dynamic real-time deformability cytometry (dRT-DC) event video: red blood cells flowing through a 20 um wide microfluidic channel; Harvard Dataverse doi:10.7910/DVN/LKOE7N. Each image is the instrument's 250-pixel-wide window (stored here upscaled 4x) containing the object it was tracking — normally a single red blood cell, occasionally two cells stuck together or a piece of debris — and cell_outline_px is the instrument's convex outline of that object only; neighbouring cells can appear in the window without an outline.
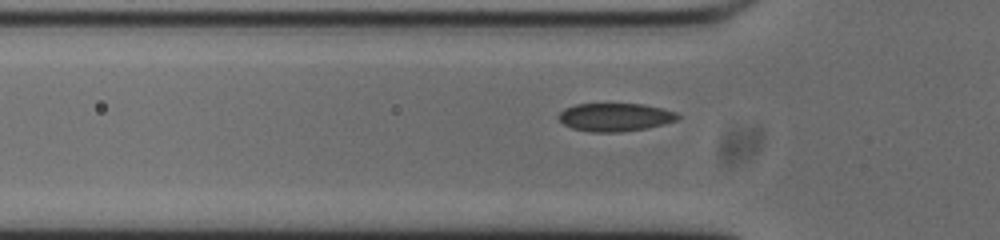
{"species": "common noctule bat (a hibernating species)", "species_latin": "Nyctalus noctula", "temperature_condition": "cold", "stored_images_in_passage": 23, "camera_frame_rate_fps": 3000, "um_per_image_px": 0.085, "animal": {"sex": "male", "body_mass_g": 20.0, "forearm_length_mm": 53.3}, "frame": {"image": 1, "passage_image": 7, "time_ms": 2.0, "image_size_px": [1000, 240], "cell_outline_px": [[680, 116], [676, 120], [664, 124], [648, 128], [620, 132], [592, 132], [572, 128], [564, 124], [556, 116], [564, 108], [576, 104], [640, 104], [664, 108], [676, 112]], "centroid_in_image_um": [52.28, 9.96], "position_along_channel_um": 73.5, "area_um2": 19.59}}
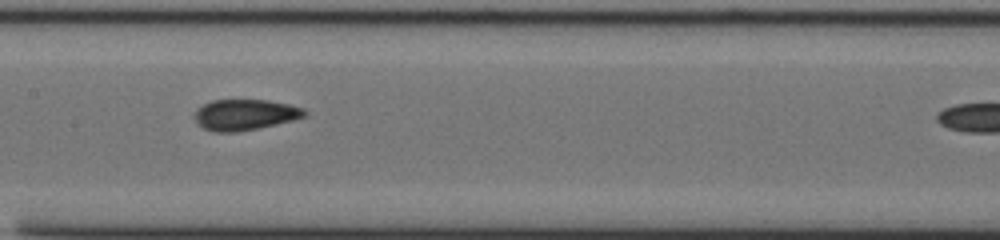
{"frame": {"image": 2, "passage_image": 16, "time_ms": 5.0, "image_size_px": [1000, 240], "cell_outline_px": [[308, 116], [276, 124], [236, 132], [212, 132], [204, 128], [196, 120], [196, 108], [212, 100], [268, 100], [288, 104], [304, 108], [308, 112]], "centroid_in_image_um": [20.86, 9.74], "position_along_channel_um": 186.5, "area_um2": 19.65}}
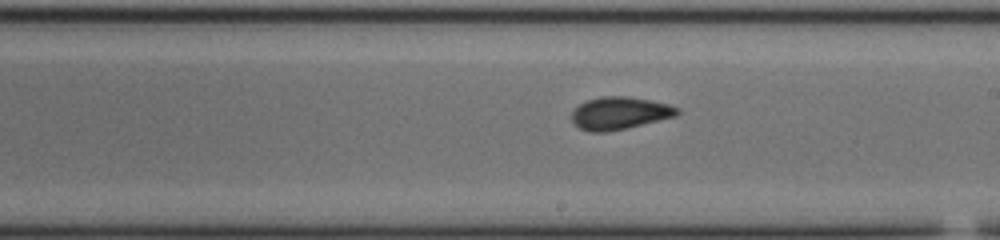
{"frame": {"image": 3, "passage_image": 20, "time_ms": 6.333, "image_size_px": [1000, 240], "cell_outline_px": [[680, 112], [676, 116], [624, 128], [604, 132], [592, 132], [580, 128], [572, 120], [572, 112], [580, 104], [588, 100], [600, 96], [628, 96], [652, 100], [668, 104], [680, 108]], "centroid_in_image_um": [52.69, 9.6], "position_along_channel_um": 236.3, "area_um2": 19.77}}